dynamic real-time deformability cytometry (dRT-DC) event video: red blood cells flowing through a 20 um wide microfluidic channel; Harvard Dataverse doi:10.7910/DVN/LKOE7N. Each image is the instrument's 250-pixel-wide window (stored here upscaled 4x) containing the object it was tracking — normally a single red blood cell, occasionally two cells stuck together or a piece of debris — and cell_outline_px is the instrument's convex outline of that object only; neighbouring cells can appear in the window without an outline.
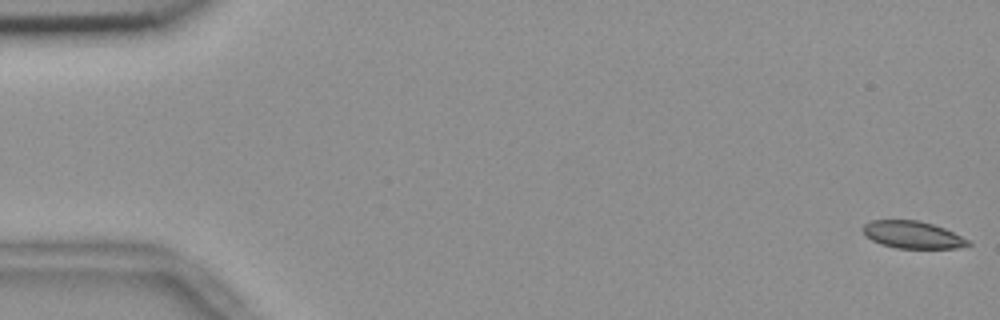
{"species": "common noctule bat (a hibernating species)", "species_latin": "Nyctalus noctula", "temperature_condition": "room temperature", "stored_images_in_passage": 56, "camera_frame_rate_fps": 3000, "um_per_image_px": 0.085, "animal": {"sex": "female", "body_mass_g": 18.4}, "frame": {"image": 1, "passage_image": 1, "time_ms": 0.0, "image_size_px": [1000, 320], "cell_outline_px": [[972, 244], [956, 248], [896, 248], [880, 244], [864, 236], [860, 228], [864, 224], [872, 220], [916, 220], [932, 224], [944, 228], [972, 240]], "centroid_in_image_um": [77.55, 19.96], "position_along_channel_um": 7.4, "area_um2": 16.94}}
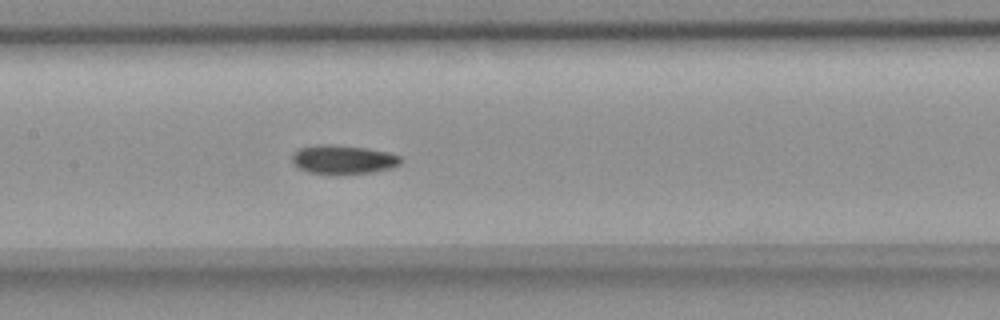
{"frame": {"image": 2, "passage_image": 27, "time_ms": 8.667, "image_size_px": [1000, 320], "cell_outline_px": [[404, 160], [400, 164], [392, 168], [372, 172], [336, 176], [308, 172], [292, 164], [292, 156], [300, 148], [316, 144], [332, 144], [364, 148], [388, 152], [400, 156]], "centroid_in_image_um": [29.17, 13.58], "position_along_channel_um": 178.2, "area_um2": 18.73}}
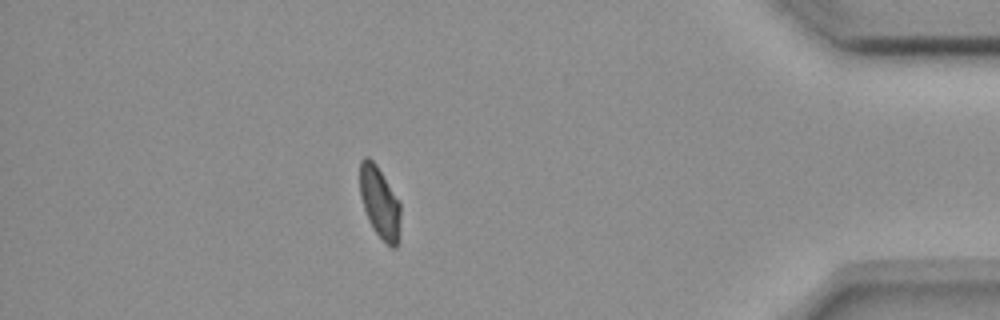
{"frame": {"image": 3, "passage_image": 49, "time_ms": 16.0, "image_size_px": [1000, 320], "cell_outline_px": [[400, 232], [396, 248], [392, 248], [372, 228], [368, 220], [360, 196], [360, 160], [364, 156], [368, 156], [376, 164], [400, 204]], "centroid_in_image_um": [32.26, 17.21], "position_along_channel_um": 402.9, "area_um2": 16.76}, "authors_computed_cell_mechanics": {"area_um2": 18.1492, "velocity_mm_per_s": 3.6671, "shape_relaxation_time_tau1_ms": 8.245, "shape_relaxation_time_tau2_ms": 3.7543, "deformation_change_tau1": 0.1467, "deformation_change_tau2": 0.0637}}